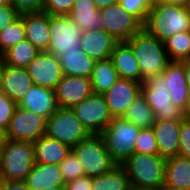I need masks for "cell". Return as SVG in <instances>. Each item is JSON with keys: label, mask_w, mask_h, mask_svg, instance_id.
Masks as SVG:
<instances>
[{"label": "cell", "mask_w": 190, "mask_h": 190, "mask_svg": "<svg viewBox=\"0 0 190 190\" xmlns=\"http://www.w3.org/2000/svg\"><path fill=\"white\" fill-rule=\"evenodd\" d=\"M163 42L170 61L190 59V31L176 33Z\"/></svg>", "instance_id": "obj_32"}, {"label": "cell", "mask_w": 190, "mask_h": 190, "mask_svg": "<svg viewBox=\"0 0 190 190\" xmlns=\"http://www.w3.org/2000/svg\"><path fill=\"white\" fill-rule=\"evenodd\" d=\"M141 83L130 79L118 78L103 97L113 117H123L128 107L141 93Z\"/></svg>", "instance_id": "obj_14"}, {"label": "cell", "mask_w": 190, "mask_h": 190, "mask_svg": "<svg viewBox=\"0 0 190 190\" xmlns=\"http://www.w3.org/2000/svg\"><path fill=\"white\" fill-rule=\"evenodd\" d=\"M5 190H30L24 181H5Z\"/></svg>", "instance_id": "obj_43"}, {"label": "cell", "mask_w": 190, "mask_h": 190, "mask_svg": "<svg viewBox=\"0 0 190 190\" xmlns=\"http://www.w3.org/2000/svg\"><path fill=\"white\" fill-rule=\"evenodd\" d=\"M90 135H101L113 116L101 94H92L71 108Z\"/></svg>", "instance_id": "obj_10"}, {"label": "cell", "mask_w": 190, "mask_h": 190, "mask_svg": "<svg viewBox=\"0 0 190 190\" xmlns=\"http://www.w3.org/2000/svg\"><path fill=\"white\" fill-rule=\"evenodd\" d=\"M119 4L144 25L154 2L153 0H119Z\"/></svg>", "instance_id": "obj_34"}, {"label": "cell", "mask_w": 190, "mask_h": 190, "mask_svg": "<svg viewBox=\"0 0 190 190\" xmlns=\"http://www.w3.org/2000/svg\"><path fill=\"white\" fill-rule=\"evenodd\" d=\"M88 177H96L111 171L117 164L112 160L101 135H90L72 148Z\"/></svg>", "instance_id": "obj_6"}, {"label": "cell", "mask_w": 190, "mask_h": 190, "mask_svg": "<svg viewBox=\"0 0 190 190\" xmlns=\"http://www.w3.org/2000/svg\"><path fill=\"white\" fill-rule=\"evenodd\" d=\"M4 58H3V55H0V84H1V76H2V70H3V67H4Z\"/></svg>", "instance_id": "obj_49"}, {"label": "cell", "mask_w": 190, "mask_h": 190, "mask_svg": "<svg viewBox=\"0 0 190 190\" xmlns=\"http://www.w3.org/2000/svg\"><path fill=\"white\" fill-rule=\"evenodd\" d=\"M92 1L99 10H102L111 5H115V4L119 3V0H92Z\"/></svg>", "instance_id": "obj_44"}, {"label": "cell", "mask_w": 190, "mask_h": 190, "mask_svg": "<svg viewBox=\"0 0 190 190\" xmlns=\"http://www.w3.org/2000/svg\"><path fill=\"white\" fill-rule=\"evenodd\" d=\"M46 132V119L17 106L5 131L6 139L34 143Z\"/></svg>", "instance_id": "obj_11"}, {"label": "cell", "mask_w": 190, "mask_h": 190, "mask_svg": "<svg viewBox=\"0 0 190 190\" xmlns=\"http://www.w3.org/2000/svg\"><path fill=\"white\" fill-rule=\"evenodd\" d=\"M164 184L179 190H190V159L180 156L167 158Z\"/></svg>", "instance_id": "obj_26"}, {"label": "cell", "mask_w": 190, "mask_h": 190, "mask_svg": "<svg viewBox=\"0 0 190 190\" xmlns=\"http://www.w3.org/2000/svg\"><path fill=\"white\" fill-rule=\"evenodd\" d=\"M45 190H65V187L64 186H54V187H50Z\"/></svg>", "instance_id": "obj_51"}, {"label": "cell", "mask_w": 190, "mask_h": 190, "mask_svg": "<svg viewBox=\"0 0 190 190\" xmlns=\"http://www.w3.org/2000/svg\"><path fill=\"white\" fill-rule=\"evenodd\" d=\"M82 29L68 15L49 14L50 41L45 52L58 57L62 52L82 51L80 40Z\"/></svg>", "instance_id": "obj_9"}, {"label": "cell", "mask_w": 190, "mask_h": 190, "mask_svg": "<svg viewBox=\"0 0 190 190\" xmlns=\"http://www.w3.org/2000/svg\"><path fill=\"white\" fill-rule=\"evenodd\" d=\"M133 152L158 154L157 142L152 127L140 129Z\"/></svg>", "instance_id": "obj_35"}, {"label": "cell", "mask_w": 190, "mask_h": 190, "mask_svg": "<svg viewBox=\"0 0 190 190\" xmlns=\"http://www.w3.org/2000/svg\"><path fill=\"white\" fill-rule=\"evenodd\" d=\"M25 26L26 39L40 51H46L49 45V14L46 12L25 13L20 15Z\"/></svg>", "instance_id": "obj_21"}, {"label": "cell", "mask_w": 190, "mask_h": 190, "mask_svg": "<svg viewBox=\"0 0 190 190\" xmlns=\"http://www.w3.org/2000/svg\"><path fill=\"white\" fill-rule=\"evenodd\" d=\"M157 190H179V189H175V188L170 187V186H168V185H166V184H163V185H161V186L159 187V189H157Z\"/></svg>", "instance_id": "obj_50"}, {"label": "cell", "mask_w": 190, "mask_h": 190, "mask_svg": "<svg viewBox=\"0 0 190 190\" xmlns=\"http://www.w3.org/2000/svg\"><path fill=\"white\" fill-rule=\"evenodd\" d=\"M39 52L38 48L25 39L3 54L4 63L12 67L26 68Z\"/></svg>", "instance_id": "obj_31"}, {"label": "cell", "mask_w": 190, "mask_h": 190, "mask_svg": "<svg viewBox=\"0 0 190 190\" xmlns=\"http://www.w3.org/2000/svg\"><path fill=\"white\" fill-rule=\"evenodd\" d=\"M0 190H5V181H0Z\"/></svg>", "instance_id": "obj_53"}, {"label": "cell", "mask_w": 190, "mask_h": 190, "mask_svg": "<svg viewBox=\"0 0 190 190\" xmlns=\"http://www.w3.org/2000/svg\"><path fill=\"white\" fill-rule=\"evenodd\" d=\"M163 75L171 101L185 110L190 88L185 78L184 60L170 61L163 71Z\"/></svg>", "instance_id": "obj_19"}, {"label": "cell", "mask_w": 190, "mask_h": 190, "mask_svg": "<svg viewBox=\"0 0 190 190\" xmlns=\"http://www.w3.org/2000/svg\"><path fill=\"white\" fill-rule=\"evenodd\" d=\"M92 177L81 176L73 181L65 183V190H91Z\"/></svg>", "instance_id": "obj_42"}, {"label": "cell", "mask_w": 190, "mask_h": 190, "mask_svg": "<svg viewBox=\"0 0 190 190\" xmlns=\"http://www.w3.org/2000/svg\"><path fill=\"white\" fill-rule=\"evenodd\" d=\"M34 163L33 143L6 139L3 144L0 181H24Z\"/></svg>", "instance_id": "obj_4"}, {"label": "cell", "mask_w": 190, "mask_h": 190, "mask_svg": "<svg viewBox=\"0 0 190 190\" xmlns=\"http://www.w3.org/2000/svg\"><path fill=\"white\" fill-rule=\"evenodd\" d=\"M26 39L23 19L19 16L15 21L0 31V55Z\"/></svg>", "instance_id": "obj_33"}, {"label": "cell", "mask_w": 190, "mask_h": 190, "mask_svg": "<svg viewBox=\"0 0 190 190\" xmlns=\"http://www.w3.org/2000/svg\"><path fill=\"white\" fill-rule=\"evenodd\" d=\"M18 104L0 91V129L6 131Z\"/></svg>", "instance_id": "obj_37"}, {"label": "cell", "mask_w": 190, "mask_h": 190, "mask_svg": "<svg viewBox=\"0 0 190 190\" xmlns=\"http://www.w3.org/2000/svg\"><path fill=\"white\" fill-rule=\"evenodd\" d=\"M185 78L190 88V59L184 60Z\"/></svg>", "instance_id": "obj_45"}, {"label": "cell", "mask_w": 190, "mask_h": 190, "mask_svg": "<svg viewBox=\"0 0 190 190\" xmlns=\"http://www.w3.org/2000/svg\"><path fill=\"white\" fill-rule=\"evenodd\" d=\"M119 78L112 60H99L94 64L90 77L94 94L103 95Z\"/></svg>", "instance_id": "obj_28"}, {"label": "cell", "mask_w": 190, "mask_h": 190, "mask_svg": "<svg viewBox=\"0 0 190 190\" xmlns=\"http://www.w3.org/2000/svg\"><path fill=\"white\" fill-rule=\"evenodd\" d=\"M30 190H45L54 186H64L59 165L35 162L27 177L24 179Z\"/></svg>", "instance_id": "obj_23"}, {"label": "cell", "mask_w": 190, "mask_h": 190, "mask_svg": "<svg viewBox=\"0 0 190 190\" xmlns=\"http://www.w3.org/2000/svg\"><path fill=\"white\" fill-rule=\"evenodd\" d=\"M184 116H185L186 120L190 121V91H189V95H188V99H187V105L184 110Z\"/></svg>", "instance_id": "obj_47"}, {"label": "cell", "mask_w": 190, "mask_h": 190, "mask_svg": "<svg viewBox=\"0 0 190 190\" xmlns=\"http://www.w3.org/2000/svg\"><path fill=\"white\" fill-rule=\"evenodd\" d=\"M11 4L10 0H0V6Z\"/></svg>", "instance_id": "obj_52"}, {"label": "cell", "mask_w": 190, "mask_h": 190, "mask_svg": "<svg viewBox=\"0 0 190 190\" xmlns=\"http://www.w3.org/2000/svg\"><path fill=\"white\" fill-rule=\"evenodd\" d=\"M2 151H3V146H0V167L2 163Z\"/></svg>", "instance_id": "obj_54"}, {"label": "cell", "mask_w": 190, "mask_h": 190, "mask_svg": "<svg viewBox=\"0 0 190 190\" xmlns=\"http://www.w3.org/2000/svg\"><path fill=\"white\" fill-rule=\"evenodd\" d=\"M162 0H153L154 3L161 2Z\"/></svg>", "instance_id": "obj_55"}, {"label": "cell", "mask_w": 190, "mask_h": 190, "mask_svg": "<svg viewBox=\"0 0 190 190\" xmlns=\"http://www.w3.org/2000/svg\"><path fill=\"white\" fill-rule=\"evenodd\" d=\"M19 16L20 14L11 4L0 6V31L15 21Z\"/></svg>", "instance_id": "obj_41"}, {"label": "cell", "mask_w": 190, "mask_h": 190, "mask_svg": "<svg viewBox=\"0 0 190 190\" xmlns=\"http://www.w3.org/2000/svg\"><path fill=\"white\" fill-rule=\"evenodd\" d=\"M110 59L117 70L119 78L141 83V71L131 46L126 41L118 42Z\"/></svg>", "instance_id": "obj_22"}, {"label": "cell", "mask_w": 190, "mask_h": 190, "mask_svg": "<svg viewBox=\"0 0 190 190\" xmlns=\"http://www.w3.org/2000/svg\"><path fill=\"white\" fill-rule=\"evenodd\" d=\"M103 29L119 42L129 40L143 25L117 3L101 10Z\"/></svg>", "instance_id": "obj_12"}, {"label": "cell", "mask_w": 190, "mask_h": 190, "mask_svg": "<svg viewBox=\"0 0 190 190\" xmlns=\"http://www.w3.org/2000/svg\"><path fill=\"white\" fill-rule=\"evenodd\" d=\"M18 106L44 117L46 120L59 108L55 90L32 85Z\"/></svg>", "instance_id": "obj_18"}, {"label": "cell", "mask_w": 190, "mask_h": 190, "mask_svg": "<svg viewBox=\"0 0 190 190\" xmlns=\"http://www.w3.org/2000/svg\"><path fill=\"white\" fill-rule=\"evenodd\" d=\"M75 0H44L43 12L50 15H69Z\"/></svg>", "instance_id": "obj_38"}, {"label": "cell", "mask_w": 190, "mask_h": 190, "mask_svg": "<svg viewBox=\"0 0 190 190\" xmlns=\"http://www.w3.org/2000/svg\"><path fill=\"white\" fill-rule=\"evenodd\" d=\"M123 118L135 124L140 129L150 128L155 123L153 109L146 102V99L140 93L133 103L128 107Z\"/></svg>", "instance_id": "obj_30"}, {"label": "cell", "mask_w": 190, "mask_h": 190, "mask_svg": "<svg viewBox=\"0 0 190 190\" xmlns=\"http://www.w3.org/2000/svg\"><path fill=\"white\" fill-rule=\"evenodd\" d=\"M33 81L26 68L12 67L4 64L1 76L0 91L17 104L32 87Z\"/></svg>", "instance_id": "obj_17"}, {"label": "cell", "mask_w": 190, "mask_h": 190, "mask_svg": "<svg viewBox=\"0 0 190 190\" xmlns=\"http://www.w3.org/2000/svg\"><path fill=\"white\" fill-rule=\"evenodd\" d=\"M143 28L160 41L190 31V7L157 2L151 7Z\"/></svg>", "instance_id": "obj_1"}, {"label": "cell", "mask_w": 190, "mask_h": 190, "mask_svg": "<svg viewBox=\"0 0 190 190\" xmlns=\"http://www.w3.org/2000/svg\"><path fill=\"white\" fill-rule=\"evenodd\" d=\"M118 42L104 29H95L82 32L80 45L85 54L99 61L109 59Z\"/></svg>", "instance_id": "obj_16"}, {"label": "cell", "mask_w": 190, "mask_h": 190, "mask_svg": "<svg viewBox=\"0 0 190 190\" xmlns=\"http://www.w3.org/2000/svg\"><path fill=\"white\" fill-rule=\"evenodd\" d=\"M178 156L190 159V121L186 119L181 122Z\"/></svg>", "instance_id": "obj_39"}, {"label": "cell", "mask_w": 190, "mask_h": 190, "mask_svg": "<svg viewBox=\"0 0 190 190\" xmlns=\"http://www.w3.org/2000/svg\"><path fill=\"white\" fill-rule=\"evenodd\" d=\"M33 84L56 89L63 77L58 57L45 51H40L34 60L26 67Z\"/></svg>", "instance_id": "obj_13"}, {"label": "cell", "mask_w": 190, "mask_h": 190, "mask_svg": "<svg viewBox=\"0 0 190 190\" xmlns=\"http://www.w3.org/2000/svg\"><path fill=\"white\" fill-rule=\"evenodd\" d=\"M59 168L62 172L63 180L65 183L84 176V171L81 163L72 150L67 155V157L60 162Z\"/></svg>", "instance_id": "obj_36"}, {"label": "cell", "mask_w": 190, "mask_h": 190, "mask_svg": "<svg viewBox=\"0 0 190 190\" xmlns=\"http://www.w3.org/2000/svg\"><path fill=\"white\" fill-rule=\"evenodd\" d=\"M45 135L73 148L90 134L71 108H58L46 120Z\"/></svg>", "instance_id": "obj_8"}, {"label": "cell", "mask_w": 190, "mask_h": 190, "mask_svg": "<svg viewBox=\"0 0 190 190\" xmlns=\"http://www.w3.org/2000/svg\"><path fill=\"white\" fill-rule=\"evenodd\" d=\"M140 128L123 117H113L101 133L112 160L121 165L132 154Z\"/></svg>", "instance_id": "obj_5"}, {"label": "cell", "mask_w": 190, "mask_h": 190, "mask_svg": "<svg viewBox=\"0 0 190 190\" xmlns=\"http://www.w3.org/2000/svg\"><path fill=\"white\" fill-rule=\"evenodd\" d=\"M181 122L178 120H155L152 128L160 156L166 159L172 156H178Z\"/></svg>", "instance_id": "obj_20"}, {"label": "cell", "mask_w": 190, "mask_h": 190, "mask_svg": "<svg viewBox=\"0 0 190 190\" xmlns=\"http://www.w3.org/2000/svg\"><path fill=\"white\" fill-rule=\"evenodd\" d=\"M130 179L121 165L111 171L92 177L91 190H131Z\"/></svg>", "instance_id": "obj_29"}, {"label": "cell", "mask_w": 190, "mask_h": 190, "mask_svg": "<svg viewBox=\"0 0 190 190\" xmlns=\"http://www.w3.org/2000/svg\"><path fill=\"white\" fill-rule=\"evenodd\" d=\"M141 94L153 109L155 120L183 121L185 119L184 110L171 101L163 73L153 75L143 82Z\"/></svg>", "instance_id": "obj_7"}, {"label": "cell", "mask_w": 190, "mask_h": 190, "mask_svg": "<svg viewBox=\"0 0 190 190\" xmlns=\"http://www.w3.org/2000/svg\"><path fill=\"white\" fill-rule=\"evenodd\" d=\"M59 63L62 68V73L65 76H81L90 78L95 60L90 58L83 51L77 52H62L58 56Z\"/></svg>", "instance_id": "obj_27"}, {"label": "cell", "mask_w": 190, "mask_h": 190, "mask_svg": "<svg viewBox=\"0 0 190 190\" xmlns=\"http://www.w3.org/2000/svg\"><path fill=\"white\" fill-rule=\"evenodd\" d=\"M68 16L82 31L103 29L101 10L92 0H75Z\"/></svg>", "instance_id": "obj_25"}, {"label": "cell", "mask_w": 190, "mask_h": 190, "mask_svg": "<svg viewBox=\"0 0 190 190\" xmlns=\"http://www.w3.org/2000/svg\"><path fill=\"white\" fill-rule=\"evenodd\" d=\"M132 48L141 71V84L153 75L162 74L170 62L164 42L144 28L126 41Z\"/></svg>", "instance_id": "obj_3"}, {"label": "cell", "mask_w": 190, "mask_h": 190, "mask_svg": "<svg viewBox=\"0 0 190 190\" xmlns=\"http://www.w3.org/2000/svg\"><path fill=\"white\" fill-rule=\"evenodd\" d=\"M10 2L20 15L43 12L44 0H10Z\"/></svg>", "instance_id": "obj_40"}, {"label": "cell", "mask_w": 190, "mask_h": 190, "mask_svg": "<svg viewBox=\"0 0 190 190\" xmlns=\"http://www.w3.org/2000/svg\"><path fill=\"white\" fill-rule=\"evenodd\" d=\"M34 145L35 162L59 165L72 148L47 135L41 136Z\"/></svg>", "instance_id": "obj_24"}, {"label": "cell", "mask_w": 190, "mask_h": 190, "mask_svg": "<svg viewBox=\"0 0 190 190\" xmlns=\"http://www.w3.org/2000/svg\"><path fill=\"white\" fill-rule=\"evenodd\" d=\"M93 94L90 78L81 76H65L55 89L59 108H73Z\"/></svg>", "instance_id": "obj_15"}, {"label": "cell", "mask_w": 190, "mask_h": 190, "mask_svg": "<svg viewBox=\"0 0 190 190\" xmlns=\"http://www.w3.org/2000/svg\"><path fill=\"white\" fill-rule=\"evenodd\" d=\"M161 2L175 4V5H181L184 7L188 6V0H162Z\"/></svg>", "instance_id": "obj_46"}, {"label": "cell", "mask_w": 190, "mask_h": 190, "mask_svg": "<svg viewBox=\"0 0 190 190\" xmlns=\"http://www.w3.org/2000/svg\"><path fill=\"white\" fill-rule=\"evenodd\" d=\"M6 141V134L5 131L0 129V146H3V144Z\"/></svg>", "instance_id": "obj_48"}, {"label": "cell", "mask_w": 190, "mask_h": 190, "mask_svg": "<svg viewBox=\"0 0 190 190\" xmlns=\"http://www.w3.org/2000/svg\"><path fill=\"white\" fill-rule=\"evenodd\" d=\"M121 166L133 189L157 190L164 184L166 158L159 154L132 152Z\"/></svg>", "instance_id": "obj_2"}]
</instances>
